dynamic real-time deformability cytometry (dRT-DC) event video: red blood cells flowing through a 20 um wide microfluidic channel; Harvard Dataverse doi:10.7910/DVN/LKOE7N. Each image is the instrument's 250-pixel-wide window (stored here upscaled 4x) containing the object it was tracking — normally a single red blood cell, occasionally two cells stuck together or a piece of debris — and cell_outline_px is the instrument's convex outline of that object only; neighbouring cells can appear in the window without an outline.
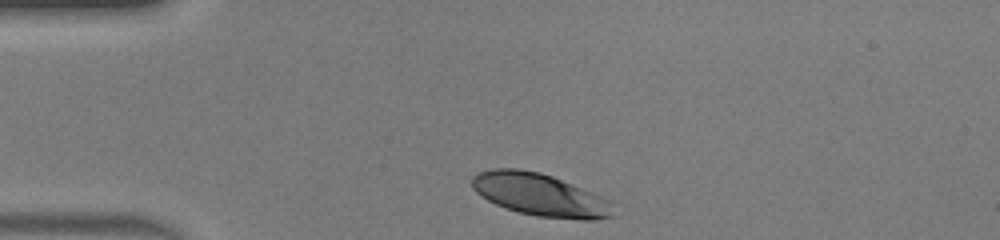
{"species": "human", "species_latin": "Homo sapiens", "temperature_condition": "warm", "stored_images_in_passage": 29, "camera_frame_rate_fps": 3000, "um_per_image_px": 0.085, "donor": {"sex": "male"}, "frame": {"image": 1, "passage_image": 1, "time_ms": 0.0, "image_size_px": [1000, 240], "cell_outline_px": [[612, 216], [596, 220], [580, 220], [536, 216], [504, 208], [480, 196], [472, 188], [472, 176], [476, 172], [492, 168], [520, 168], [540, 172], [552, 176], [592, 192], [604, 200]], "centroid_in_image_um": [45.76, 16.53], "position_along_channel_um": 39.2, "area_um2": 34.56}}
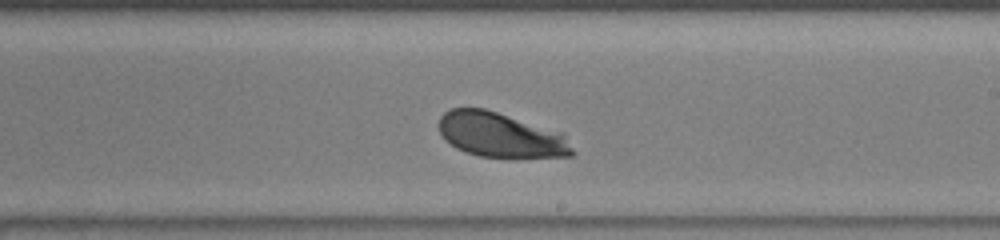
{"frame": {"image": 2, "passage_image": 18, "time_ms": 5.667, "image_size_px": [1000, 240], "cell_outline_px": [[576, 152], [572, 156], [480, 156], [464, 152], [456, 148], [440, 132], [440, 116], [448, 108], [484, 108], [564, 132]], "centroid_in_image_um": [42.6, 11.45], "position_along_channel_um": 246.4, "area_um2": 34.56}}
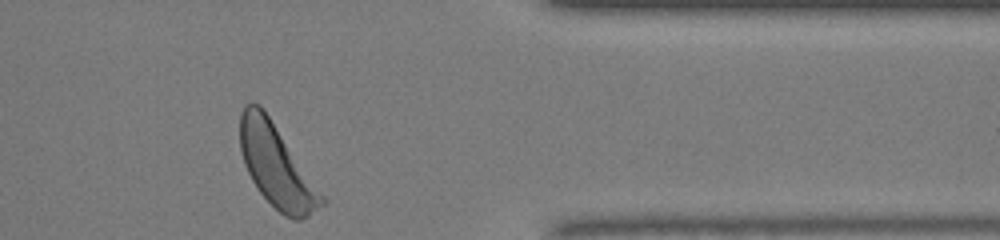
{"frame": {"image": 3, "passage_image": 29, "time_ms": 9.333, "image_size_px": [1000, 240], "cell_outline_px": [[328, 200], [324, 204], [308, 216], [300, 220], [292, 220], [284, 216], [260, 192], [252, 180], [244, 164], [240, 148], [240, 112], [244, 104], [252, 100], [260, 104], [264, 108]], "centroid_in_image_um": [23.51, 14.07], "position_along_channel_um": 387.9, "area_um2": 39.42}, "authors_computed_cell_mechanics": {"area_um2": 35.3736, "velocity_mm_per_s": 4.3235, "shape_relaxation_time_tau1_ms": 2.0813, "shape_relaxation_time_tau2_ms": null, "deformation_change_tau1": 0.1452, "deformation_change_tau2": null}}